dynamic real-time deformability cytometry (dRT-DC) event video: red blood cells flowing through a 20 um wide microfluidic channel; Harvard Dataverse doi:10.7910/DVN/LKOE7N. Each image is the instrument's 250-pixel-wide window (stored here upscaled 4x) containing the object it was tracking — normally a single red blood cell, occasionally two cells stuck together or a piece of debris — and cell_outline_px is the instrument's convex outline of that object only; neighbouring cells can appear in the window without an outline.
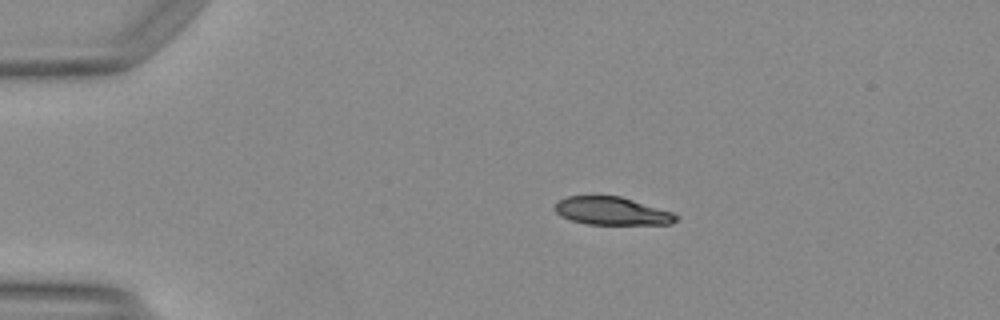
{"species": "Egyptian fruit bat (a non-hibernating species)", "species_latin": "Rousettus aegyptiacus", "temperature_condition": "warm", "stored_images_in_passage": 40, "camera_frame_rate_fps": 3000, "um_per_image_px": 0.085, "animal": {"sex": "female"}, "frame": {"image": 1, "passage_image": 1, "time_ms": 0.0, "image_size_px": [1000, 320], "cell_outline_px": [[680, 216], [672, 224], [588, 224], [572, 220], [560, 216], [552, 208], [560, 200], [568, 196], [620, 196], [672, 212]], "centroid_in_image_um": [52.01, 17.94], "position_along_channel_um": 33.0, "area_um2": 19.59}}
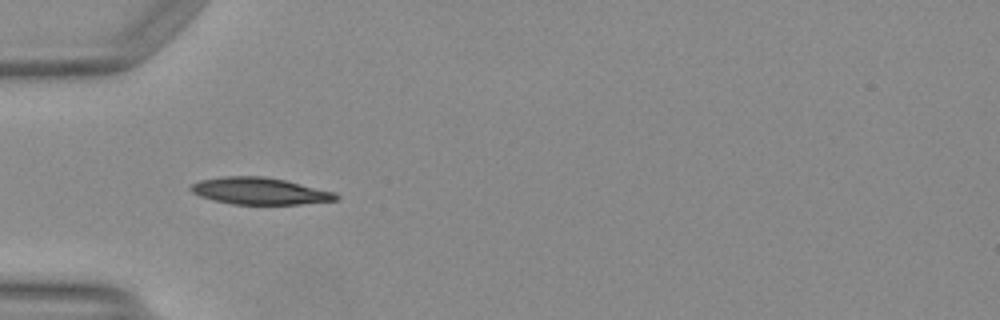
{"frame": {"image": 2, "passage_image": 7, "time_ms": 2.0, "image_size_px": [1000, 320], "cell_outline_px": [[340, 196], [336, 200], [300, 204], [232, 204], [200, 196], [192, 192], [188, 188], [192, 184], [200, 180], [224, 176], [264, 176], [284, 180], [332, 192]], "centroid_in_image_um": [22.03, 16.23], "position_along_channel_um": 63.0, "area_um2": 22.37}}
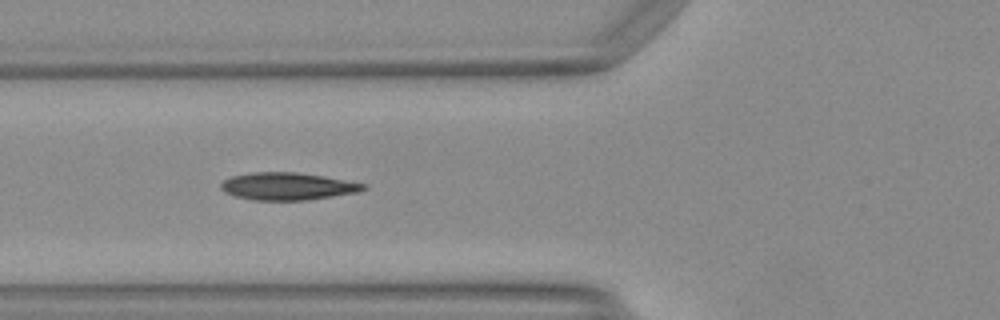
{"frame": {"image": 3, "passage_image": 10, "time_ms": 3.0, "image_size_px": [1000, 320], "cell_outline_px": [[368, 188], [360, 192], [308, 200], [252, 200], [236, 196], [224, 192], [220, 188], [220, 184], [224, 180], [232, 176], [252, 172], [296, 172], [324, 176], [364, 184]], "centroid_in_image_um": [24.44, 15.84], "position_along_channel_um": 101.4, "area_um2": 22.77}, "authors_computed_cell_mechanics": {"area_um2": 22.2241, "velocity_mm_per_s": 4.1616, "shape_relaxation_time_tau1_ms": 11.3576, "shape_relaxation_time_tau2_ms": 1.3126, "deformation_change_tau1": 0.3241, "deformation_change_tau2": 0.0702}}